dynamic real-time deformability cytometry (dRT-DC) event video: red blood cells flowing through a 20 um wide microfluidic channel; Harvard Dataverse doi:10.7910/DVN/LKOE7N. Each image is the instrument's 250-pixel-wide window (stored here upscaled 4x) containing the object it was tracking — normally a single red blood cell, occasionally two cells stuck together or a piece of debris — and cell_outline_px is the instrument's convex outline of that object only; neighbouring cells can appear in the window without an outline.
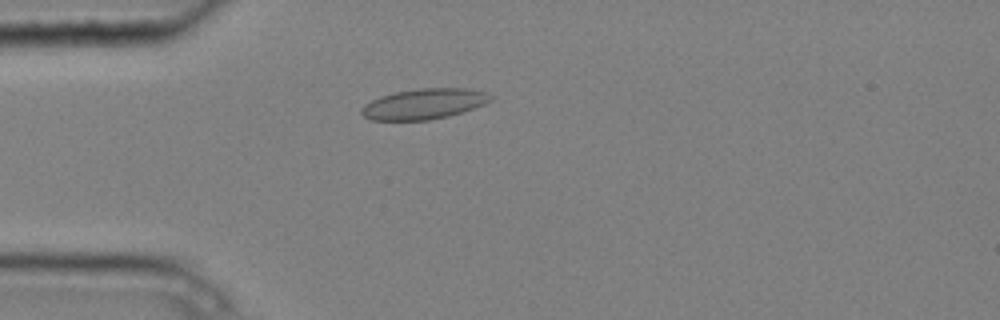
{"species": "common noctule bat (a hibernating species)", "species_latin": "Nyctalus noctula", "temperature_condition": "cold", "stored_images_in_passage": 3, "camera_frame_rate_fps": 3000, "um_per_image_px": 0.085, "animal": {"sex": "male", "body_mass_g": 20.4}, "frame": {"image": 1, "passage_image": 3, "time_ms": 0.667, "image_size_px": [1000, 320], "cell_outline_px": [[496, 96], [492, 100], [484, 104], [448, 116], [428, 120], [372, 120], [364, 116], [360, 112], [360, 108], [364, 104], [380, 96], [396, 92], [420, 88], [468, 88], [484, 92]], "centroid_in_image_um": [36.04, 8.82], "position_along_channel_um": 49.0, "area_um2": 22.89}}